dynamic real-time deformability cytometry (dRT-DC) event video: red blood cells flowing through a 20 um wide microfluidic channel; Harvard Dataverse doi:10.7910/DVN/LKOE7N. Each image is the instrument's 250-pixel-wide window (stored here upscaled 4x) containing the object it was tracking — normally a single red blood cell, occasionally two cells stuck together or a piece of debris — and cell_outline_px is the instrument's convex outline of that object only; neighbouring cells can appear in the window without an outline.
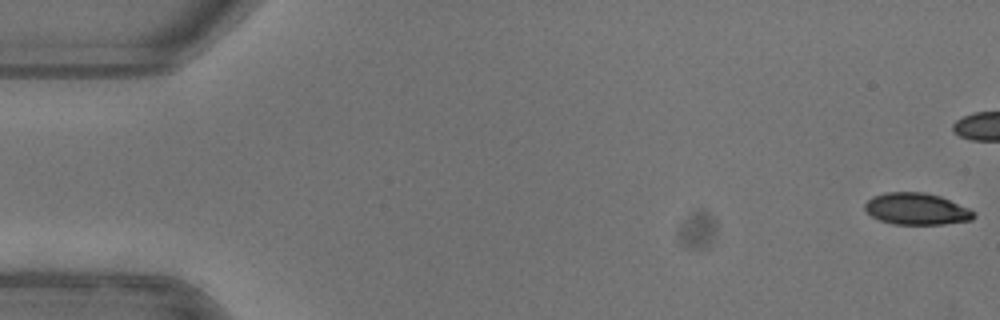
{"species": "common noctule bat (a hibernating species)", "species_latin": "Nyctalus noctula", "temperature_condition": "warm", "stored_images_in_passage": 14, "camera_frame_rate_fps": 3000, "um_per_image_px": 0.085, "animal": {"sex": "female"}, "frame": {"image": 1, "passage_image": 1, "time_ms": 0.0, "image_size_px": [1000, 320], "cell_outline_px": [[976, 216], [972, 220], [944, 224], [892, 224], [880, 220], [872, 216], [864, 208], [864, 204], [872, 196], [884, 192], [924, 192], [940, 196], [968, 208]], "centroid_in_image_um": [77.88, 17.75], "position_along_channel_um": 7.1, "area_um2": 20.06}}